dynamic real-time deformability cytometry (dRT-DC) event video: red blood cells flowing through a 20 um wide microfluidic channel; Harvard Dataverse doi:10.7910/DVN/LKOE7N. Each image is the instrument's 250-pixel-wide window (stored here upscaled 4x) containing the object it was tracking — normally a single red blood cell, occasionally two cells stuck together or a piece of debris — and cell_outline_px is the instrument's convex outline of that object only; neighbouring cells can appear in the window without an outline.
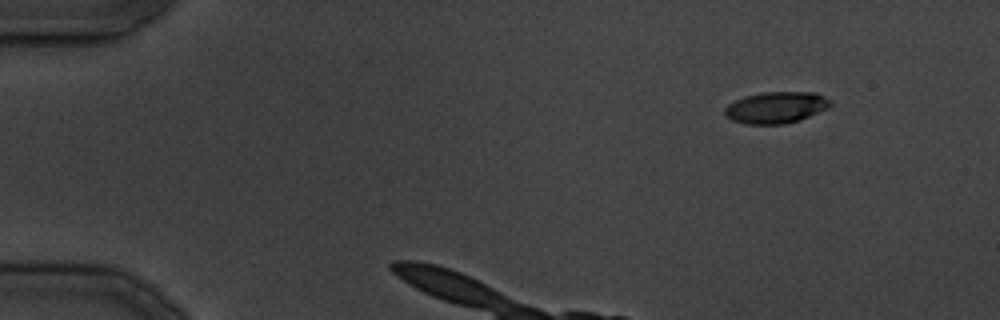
{"species": "common noctule bat (a hibernating species)", "species_latin": "Nyctalus noctula", "temperature_condition": "cold", "stored_images_in_passage": 4, "camera_frame_rate_fps": 3000, "um_per_image_px": 0.085, "animal": {"sex": "male", "body_mass_g": 19.5, "forearm_length_mm": 54.6}, "frame": {"image": 1, "passage_image": 1, "time_ms": 0.0, "image_size_px": [1000, 320], "cell_outline_px": [[832, 104], [828, 108], [800, 120], [784, 124], [748, 124], [732, 120], [724, 116], [724, 108], [728, 104], [744, 96], [760, 92], [816, 92], [832, 100]], "centroid_in_image_um": [65.97, 9.13], "position_along_channel_um": 19.0, "area_um2": 19.59}}